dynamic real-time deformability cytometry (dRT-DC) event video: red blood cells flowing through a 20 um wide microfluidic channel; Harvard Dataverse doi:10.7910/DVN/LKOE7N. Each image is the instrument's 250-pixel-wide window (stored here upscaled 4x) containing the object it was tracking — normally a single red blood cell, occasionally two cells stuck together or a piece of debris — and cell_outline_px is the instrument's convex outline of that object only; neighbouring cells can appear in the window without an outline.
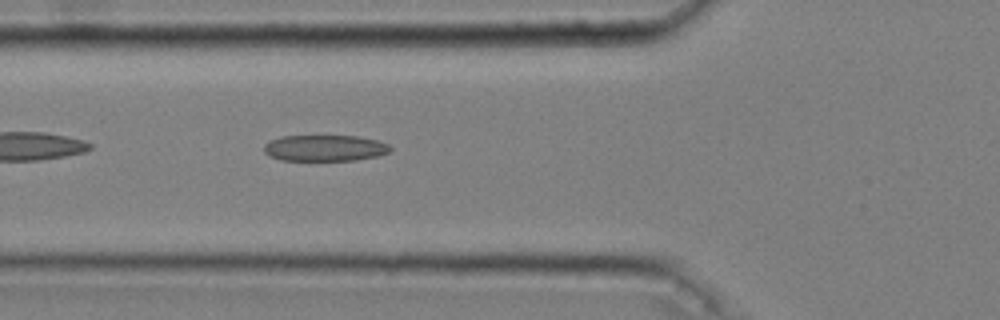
{"species": "common noctule bat (a hibernating species)", "species_latin": "Nyctalus noctula", "temperature_condition": "cold", "stored_images_in_passage": 36, "camera_frame_rate_fps": 3000, "um_per_image_px": 0.085, "animal": {"sex": "male", "body_mass_g": 20.4}, "frame": {"image": 1, "passage_image": 5, "time_ms": 1.333, "image_size_px": [1000, 320], "cell_outline_px": [[392, 148], [388, 152], [376, 156], [356, 160], [280, 160], [264, 152], [264, 144], [280, 136], [360, 136], [376, 140], [388, 144]], "centroid_in_image_um": [27.61, 12.58], "position_along_channel_um": 98.2, "area_um2": 19.13}}
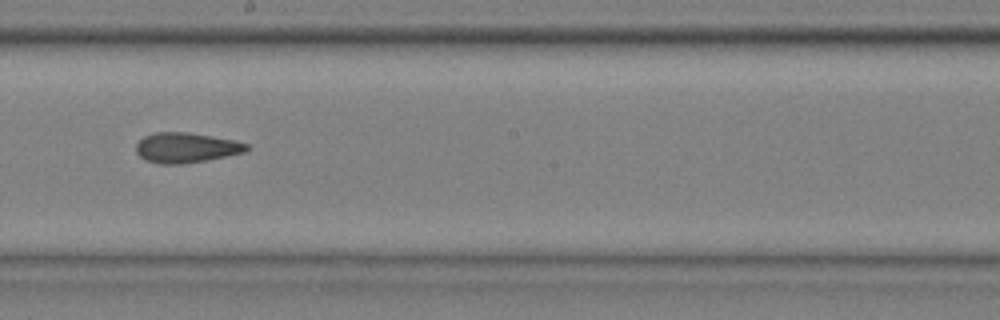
{"frame": {"image": 2, "passage_image": 16, "time_ms": 5.0, "image_size_px": [1000, 320], "cell_outline_px": [[248, 148], [244, 152], [204, 160], [180, 164], [160, 164], [144, 160], [136, 152], [136, 144], [144, 136], [156, 132], [184, 132], [212, 136], [232, 140], [248, 144]], "centroid_in_image_um": [15.76, 12.55], "position_along_channel_um": 232.4, "area_um2": 19.07}}
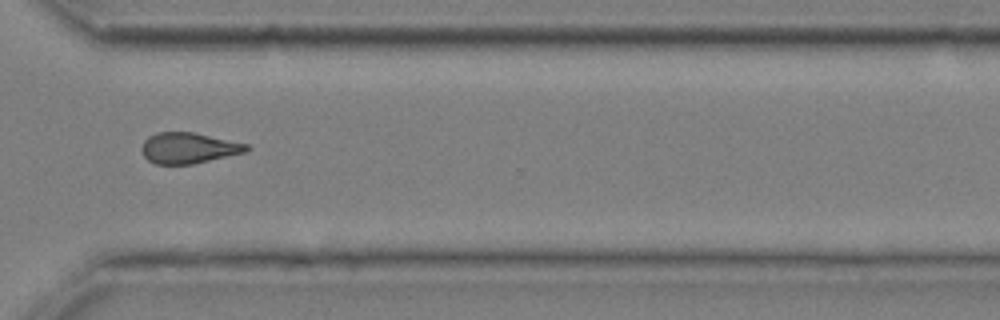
{"frame": {"image": 3, "passage_image": 26, "time_ms": 8.333, "image_size_px": [1000, 320], "cell_outline_px": [[252, 148], [244, 152], [192, 164], [156, 164], [148, 160], [144, 156], [140, 148], [144, 140], [148, 136], [156, 132], [192, 132], [248, 144]], "centroid_in_image_um": [15.99, 12.57], "position_along_channel_um": 354.6, "area_um2": 18.73}, "authors_computed_cell_mechanics": {"area_um2": 19.1318, "velocity_mm_per_s": 3.6501, "shape_relaxation_time_tau1_ms": 5.5558, "shape_relaxation_time_tau2_ms": 2.7812, "deformation_change_tau1": 0.1509, "deformation_change_tau2": 0.1185}}